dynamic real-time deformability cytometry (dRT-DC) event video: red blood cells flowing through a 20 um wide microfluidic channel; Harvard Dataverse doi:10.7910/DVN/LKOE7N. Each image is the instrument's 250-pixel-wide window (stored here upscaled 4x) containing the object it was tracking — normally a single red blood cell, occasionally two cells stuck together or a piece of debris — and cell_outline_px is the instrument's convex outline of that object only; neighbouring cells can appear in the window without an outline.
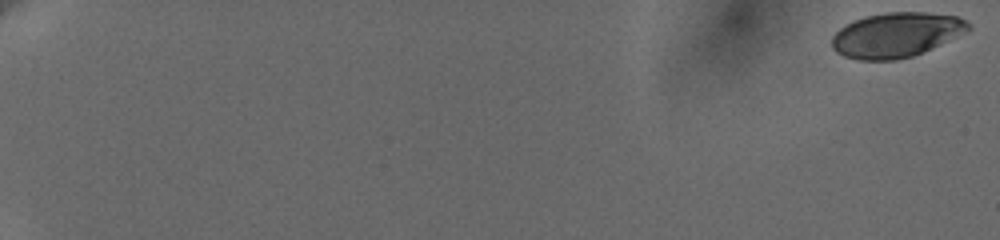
{"species": "human", "species_latin": "Homo sapiens", "temperature_condition": "cold", "stored_images_in_passage": 61, "camera_frame_rate_fps": 3000, "um_per_image_px": 0.085, "donor": {"sex": "female"}, "frame": {"image": 1, "passage_image": 1, "time_ms": 0.0, "image_size_px": [1000, 240], "cell_outline_px": [[972, 28], [912, 56], [896, 60], [860, 60], [844, 56], [836, 52], [832, 48], [832, 36], [844, 24], [852, 20], [864, 16], [884, 12], [928, 12], [956, 16], [964, 20]], "centroid_in_image_um": [76.09, 2.95], "position_along_channel_um": 8.9, "area_um2": 35.26}}
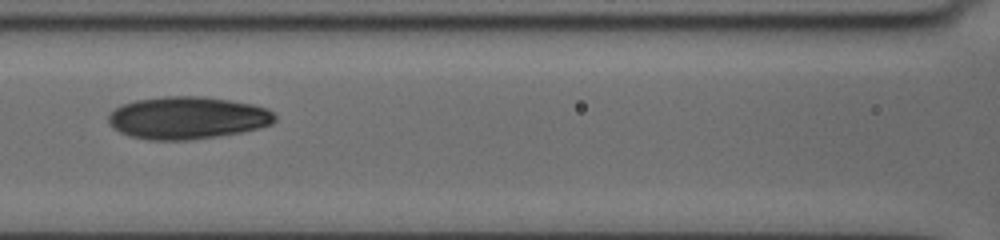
{"frame": {"image": 2, "passage_image": 32, "time_ms": 10.333, "image_size_px": [1000, 240], "cell_outline_px": [[276, 120], [272, 124], [240, 132], [216, 136], [184, 140], [148, 140], [128, 136], [112, 128], [108, 124], [108, 116], [120, 104], [136, 100], [164, 96], [204, 96], [252, 104], [268, 108], [276, 116]], "centroid_in_image_um": [15.89, 10.01], "position_along_channel_um": 150.7, "area_um2": 41.21}}
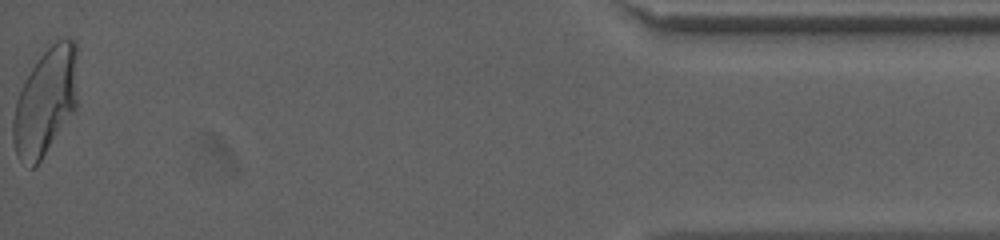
{"frame": {"image": 3, "passage_image": 61, "time_ms": 20.0, "image_size_px": [1000, 240], "cell_outline_px": [[76, 108], [40, 160], [32, 168], [28, 168], [16, 152], [12, 136], [12, 120], [16, 100], [32, 68], [48, 40], [76, 40]], "centroid_in_image_um": [3.85, 8.58], "position_along_channel_um": 431.3, "area_um2": 40.0}, "authors_computed_cell_mechanics": {"area_um2": 38.4948, "velocity_mm_per_s": 3.6192, "shape_relaxation_time_tau1_ms": 5.7987, "shape_relaxation_time_tau2_ms": 1.9536, "deformation_change_tau1": 0.1932, "deformation_change_tau2": 0.0676}}